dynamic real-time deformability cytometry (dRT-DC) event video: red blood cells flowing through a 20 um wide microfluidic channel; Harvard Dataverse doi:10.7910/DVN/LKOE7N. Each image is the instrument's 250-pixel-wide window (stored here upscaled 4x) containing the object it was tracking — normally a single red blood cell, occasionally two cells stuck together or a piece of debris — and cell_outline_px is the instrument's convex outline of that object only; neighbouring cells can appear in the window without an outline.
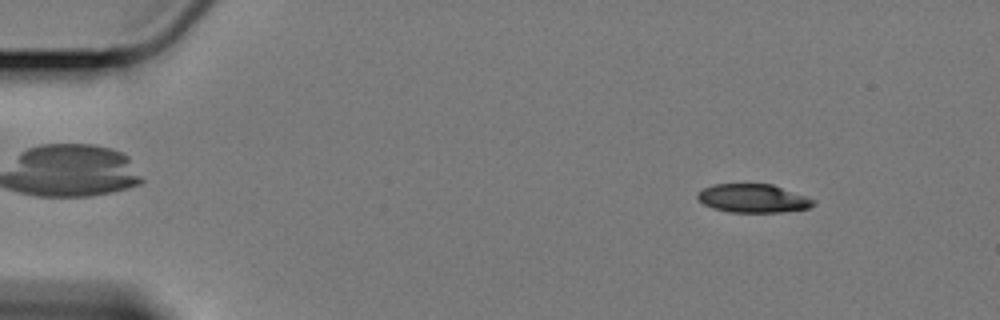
{"species": "Egyptian fruit bat (a non-hibernating species)", "species_latin": "Rousettus aegyptiacus", "temperature_condition": "cold", "stored_images_in_passage": 59, "camera_frame_rate_fps": 3000, "um_per_image_px": 0.085, "animal": {"sex": "female"}, "frame": {"image": 1, "passage_image": 7, "time_ms": 2.0, "image_size_px": [1000, 320], "cell_outline_px": [[816, 204], [808, 208], [784, 212], [728, 212], [712, 208], [704, 204], [696, 196], [704, 188], [716, 184], [772, 184], [816, 200]], "centroid_in_image_um": [64.03, 16.87], "position_along_channel_um": 21.0, "area_um2": 19.13}}
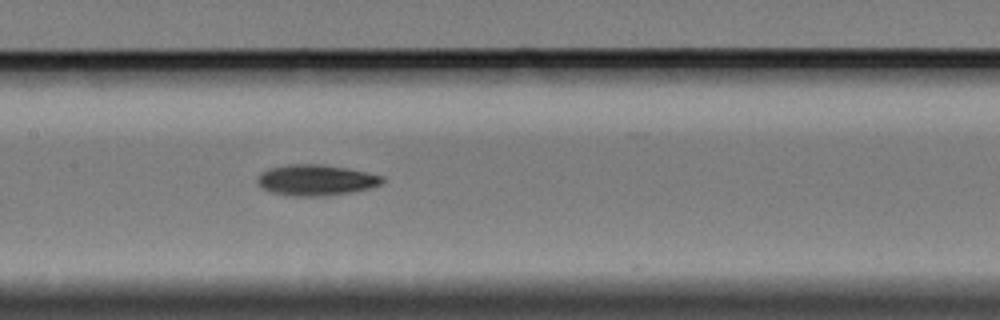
{"frame": {"image": 2, "passage_image": 29, "time_ms": 9.333, "image_size_px": [1000, 320], "cell_outline_px": [[384, 180], [380, 184], [368, 188], [328, 196], [292, 196], [272, 192], [264, 188], [256, 180], [256, 176], [260, 172], [268, 168], [288, 164], [324, 164], [384, 176]], "centroid_in_image_um": [26.8, 15.3], "position_along_channel_um": 180.6, "area_um2": 22.31}}
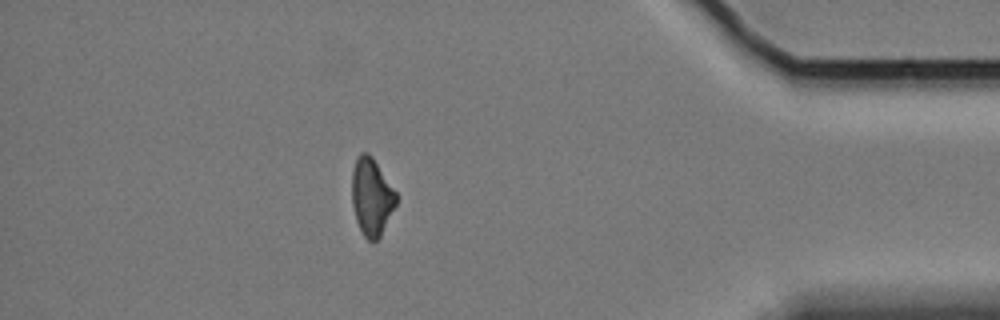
{"frame": {"image": 3, "passage_image": 52, "time_ms": 17.0, "image_size_px": [1000, 320], "cell_outline_px": [[396, 204], [380, 236], [376, 240], [368, 240], [364, 236], [356, 220], [352, 204], [352, 172], [356, 160], [360, 152], [368, 152], [372, 156], [396, 192]], "centroid_in_image_um": [31.57, 16.7], "position_along_channel_um": 403.6, "area_um2": 19.65}, "authors_computed_cell_mechanics": {"area_um2": 20.9236, "velocity_mm_per_s": 3.3968, "shape_relaxation_time_tau1_ms": 2.5782, "shape_relaxation_time_tau2_ms": null, "deformation_change_tau1": 0.1281, "deformation_change_tau2": null}}